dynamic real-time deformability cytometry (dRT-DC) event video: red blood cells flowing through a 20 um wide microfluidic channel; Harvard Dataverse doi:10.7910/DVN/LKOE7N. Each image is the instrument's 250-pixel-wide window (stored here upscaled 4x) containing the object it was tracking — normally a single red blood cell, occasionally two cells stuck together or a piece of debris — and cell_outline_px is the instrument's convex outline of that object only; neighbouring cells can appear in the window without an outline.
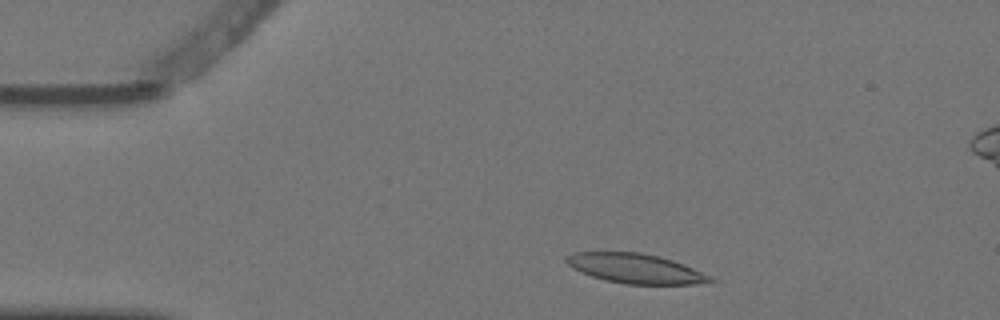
{"species": "Egyptian fruit bat (a non-hibernating species)", "species_latin": "Rousettus aegyptiacus", "temperature_condition": "warm", "stored_images_in_passage": 5, "camera_frame_rate_fps": 3000, "um_per_image_px": 0.085, "animal": {"sex": "female"}, "frame": {"image": 1, "passage_image": 1, "time_ms": 0.0, "image_size_px": [1000, 320], "cell_outline_px": [[716, 280], [692, 284], [628, 284], [604, 280], [580, 272], [572, 268], [564, 260], [564, 256], [572, 252], [640, 252], [672, 260], [712, 276]], "centroid_in_image_um": [53.95, 22.81], "position_along_channel_um": 31.1, "area_um2": 24.68}}
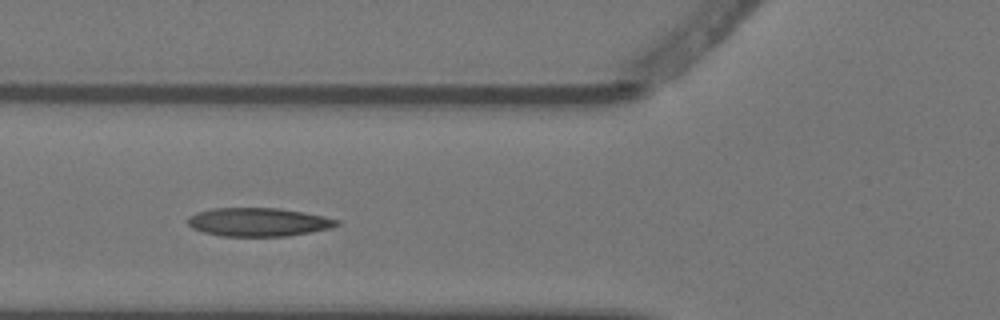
{"frame": {"image": 2, "passage_image": 4, "time_ms": 1.0, "image_size_px": [1000, 320], "cell_outline_px": [[340, 224], [332, 228], [288, 236], [220, 236], [204, 232], [192, 228], [188, 224], [188, 216], [196, 212], [212, 208], [280, 208], [304, 212], [324, 216], [340, 220]], "centroid_in_image_um": [21.98, 18.87], "position_along_channel_um": 103.8, "area_um2": 24.91}}
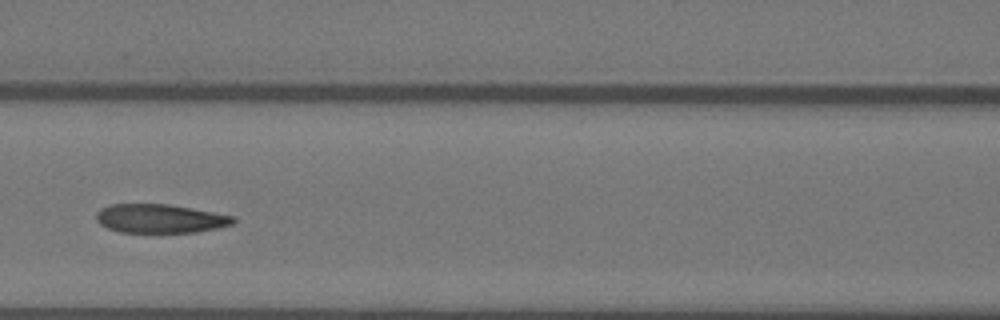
{"frame": {"image": 3, "passage_image": 5, "time_ms": 1.333, "image_size_px": [1000, 320], "cell_outline_px": [[236, 220], [232, 224], [216, 228], [196, 232], [120, 232], [108, 228], [100, 224], [96, 220], [96, 212], [100, 208], [108, 204], [168, 204], [236, 216]], "centroid_in_image_um": [13.58, 18.57], "position_along_channel_um": 153.0, "area_um2": 23.0}}